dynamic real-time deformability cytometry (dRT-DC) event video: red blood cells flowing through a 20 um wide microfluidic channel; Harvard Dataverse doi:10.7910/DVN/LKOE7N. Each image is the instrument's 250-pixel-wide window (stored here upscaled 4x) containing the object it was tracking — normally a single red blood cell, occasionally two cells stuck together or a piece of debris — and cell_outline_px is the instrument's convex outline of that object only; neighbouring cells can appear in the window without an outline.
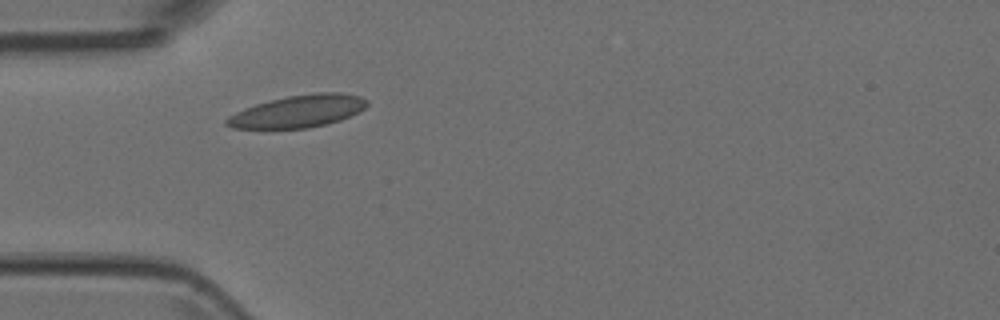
{"species": "Egyptian fruit bat (a non-hibernating species)", "species_latin": "Rousettus aegyptiacus", "temperature_condition": "room temperature", "stored_images_in_passage": 2, "camera_frame_rate_fps": 3000, "um_per_image_px": 0.085, "animal": {"sex": "female"}, "frame": {"image": 1, "passage_image": 1, "time_ms": 0.0, "image_size_px": [1000, 320], "cell_outline_px": [[368, 104], [360, 112], [340, 120], [328, 124], [308, 128], [232, 128], [224, 124], [224, 120], [228, 116], [244, 108], [256, 104], [288, 96], [316, 92], [340, 92], [360, 96], [368, 100]], "centroid_in_image_um": [25.36, 9.46], "position_along_channel_um": 59.6, "area_um2": 26.47}}
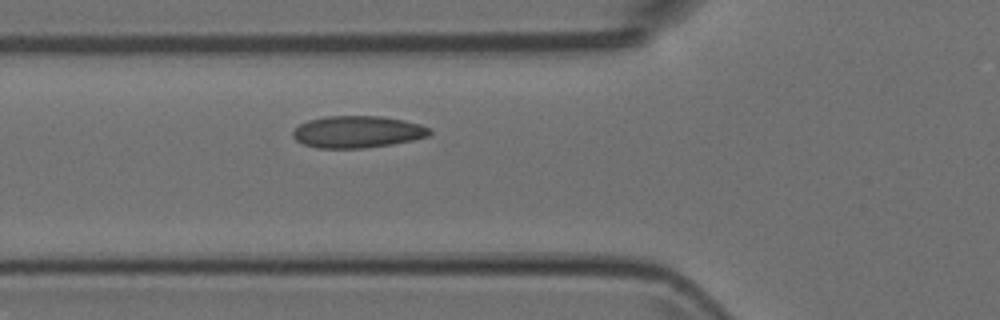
{"frame": {"image": 2, "passage_image": 2, "time_ms": 0.333, "image_size_px": [1000, 320], "cell_outline_px": [[432, 132], [428, 136], [412, 140], [392, 144], [364, 148], [316, 148], [304, 144], [296, 140], [292, 136], [292, 132], [300, 124], [308, 120], [324, 116], [380, 116], [404, 120], [420, 124], [428, 128]], "centroid_in_image_um": [30.36, 11.2], "position_along_channel_um": 95.4, "area_um2": 25.43}}